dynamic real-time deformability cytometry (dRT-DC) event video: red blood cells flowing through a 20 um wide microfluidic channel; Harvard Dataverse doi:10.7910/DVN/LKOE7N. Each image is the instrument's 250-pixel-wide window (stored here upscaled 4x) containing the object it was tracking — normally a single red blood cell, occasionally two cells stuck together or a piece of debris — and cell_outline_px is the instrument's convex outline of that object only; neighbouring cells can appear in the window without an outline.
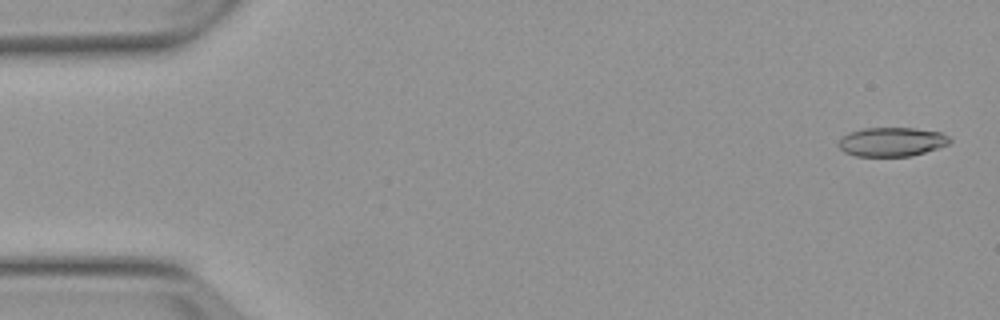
{"species": "Egyptian fruit bat (a non-hibernating species)", "species_latin": "Rousettus aegyptiacus", "temperature_condition": "warm", "stored_images_in_passage": 4, "camera_frame_rate_fps": 3000, "um_per_image_px": 0.085, "animal": {"sex": "female"}, "frame": {"image": 1, "passage_image": 1, "time_ms": 0.0, "image_size_px": [1000, 320], "cell_outline_px": [[952, 140], [948, 144], [912, 156], [856, 156], [844, 152], [836, 144], [840, 136], [848, 132], [864, 128], [916, 128], [940, 132], [948, 136]], "centroid_in_image_um": [75.74, 12.05], "position_along_channel_um": 9.3, "area_um2": 18.96}}